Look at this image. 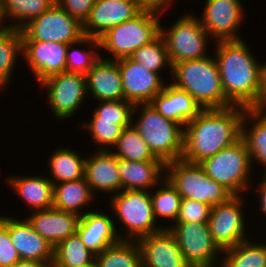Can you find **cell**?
<instances>
[{
  "label": "cell",
  "mask_w": 266,
  "mask_h": 267,
  "mask_svg": "<svg viewBox=\"0 0 266 267\" xmlns=\"http://www.w3.org/2000/svg\"><path fill=\"white\" fill-rule=\"evenodd\" d=\"M245 109H203L184 126L182 159L200 164L240 140Z\"/></svg>",
  "instance_id": "obj_1"
},
{
  "label": "cell",
  "mask_w": 266,
  "mask_h": 267,
  "mask_svg": "<svg viewBox=\"0 0 266 267\" xmlns=\"http://www.w3.org/2000/svg\"><path fill=\"white\" fill-rule=\"evenodd\" d=\"M215 44L214 57L226 99L233 106L260 108L262 64L255 54L251 53L244 39Z\"/></svg>",
  "instance_id": "obj_2"
},
{
  "label": "cell",
  "mask_w": 266,
  "mask_h": 267,
  "mask_svg": "<svg viewBox=\"0 0 266 267\" xmlns=\"http://www.w3.org/2000/svg\"><path fill=\"white\" fill-rule=\"evenodd\" d=\"M172 78L171 83L189 93L202 109L233 106L225 97L215 57L175 63L172 66Z\"/></svg>",
  "instance_id": "obj_3"
},
{
  "label": "cell",
  "mask_w": 266,
  "mask_h": 267,
  "mask_svg": "<svg viewBox=\"0 0 266 267\" xmlns=\"http://www.w3.org/2000/svg\"><path fill=\"white\" fill-rule=\"evenodd\" d=\"M136 112L140 114L139 117H136ZM135 117L139 119L134 120ZM131 124L156 158L161 159L165 164L182 159L183 125L164 118L150 103L134 105Z\"/></svg>",
  "instance_id": "obj_4"
},
{
  "label": "cell",
  "mask_w": 266,
  "mask_h": 267,
  "mask_svg": "<svg viewBox=\"0 0 266 267\" xmlns=\"http://www.w3.org/2000/svg\"><path fill=\"white\" fill-rule=\"evenodd\" d=\"M160 19L158 14L141 11L134 18L110 28L98 38L100 49L112 55L105 59L129 58L136 49L151 43L160 35Z\"/></svg>",
  "instance_id": "obj_5"
},
{
  "label": "cell",
  "mask_w": 266,
  "mask_h": 267,
  "mask_svg": "<svg viewBox=\"0 0 266 267\" xmlns=\"http://www.w3.org/2000/svg\"><path fill=\"white\" fill-rule=\"evenodd\" d=\"M165 178L182 199H192L210 206L226 203L234 196L223 185L211 179L200 164L183 159L165 165Z\"/></svg>",
  "instance_id": "obj_6"
},
{
  "label": "cell",
  "mask_w": 266,
  "mask_h": 267,
  "mask_svg": "<svg viewBox=\"0 0 266 267\" xmlns=\"http://www.w3.org/2000/svg\"><path fill=\"white\" fill-rule=\"evenodd\" d=\"M110 200L111 215L116 214V220L127 228L125 233H118L121 240L138 241L165 228L156 225L160 221L154 217L150 191L122 190L111 195Z\"/></svg>",
  "instance_id": "obj_7"
},
{
  "label": "cell",
  "mask_w": 266,
  "mask_h": 267,
  "mask_svg": "<svg viewBox=\"0 0 266 267\" xmlns=\"http://www.w3.org/2000/svg\"><path fill=\"white\" fill-rule=\"evenodd\" d=\"M200 165L211 179L223 185L233 195H242L245 189L250 190L252 182L249 181L254 165L242 138L232 146L205 159Z\"/></svg>",
  "instance_id": "obj_8"
},
{
  "label": "cell",
  "mask_w": 266,
  "mask_h": 267,
  "mask_svg": "<svg viewBox=\"0 0 266 267\" xmlns=\"http://www.w3.org/2000/svg\"><path fill=\"white\" fill-rule=\"evenodd\" d=\"M194 15L183 14L168 29L160 25V35L165 41L172 66L209 55L206 48L210 35L203 28L200 19Z\"/></svg>",
  "instance_id": "obj_9"
},
{
  "label": "cell",
  "mask_w": 266,
  "mask_h": 267,
  "mask_svg": "<svg viewBox=\"0 0 266 267\" xmlns=\"http://www.w3.org/2000/svg\"><path fill=\"white\" fill-rule=\"evenodd\" d=\"M165 228L173 234L190 267L220 266L222 251L212 239L208 222H175Z\"/></svg>",
  "instance_id": "obj_10"
},
{
  "label": "cell",
  "mask_w": 266,
  "mask_h": 267,
  "mask_svg": "<svg viewBox=\"0 0 266 267\" xmlns=\"http://www.w3.org/2000/svg\"><path fill=\"white\" fill-rule=\"evenodd\" d=\"M22 41L70 44L83 38V24L56 3L22 29Z\"/></svg>",
  "instance_id": "obj_11"
},
{
  "label": "cell",
  "mask_w": 266,
  "mask_h": 267,
  "mask_svg": "<svg viewBox=\"0 0 266 267\" xmlns=\"http://www.w3.org/2000/svg\"><path fill=\"white\" fill-rule=\"evenodd\" d=\"M39 84L44 87L51 112L58 120L72 118L88 97L84 74L68 72L54 74Z\"/></svg>",
  "instance_id": "obj_12"
},
{
  "label": "cell",
  "mask_w": 266,
  "mask_h": 267,
  "mask_svg": "<svg viewBox=\"0 0 266 267\" xmlns=\"http://www.w3.org/2000/svg\"><path fill=\"white\" fill-rule=\"evenodd\" d=\"M243 197L234 195L226 203L211 208L208 227L213 241L221 251L247 240Z\"/></svg>",
  "instance_id": "obj_13"
},
{
  "label": "cell",
  "mask_w": 266,
  "mask_h": 267,
  "mask_svg": "<svg viewBox=\"0 0 266 267\" xmlns=\"http://www.w3.org/2000/svg\"><path fill=\"white\" fill-rule=\"evenodd\" d=\"M201 17L198 18L210 40H241L238 35L245 10L241 0H206ZM212 38V39H211Z\"/></svg>",
  "instance_id": "obj_14"
},
{
  "label": "cell",
  "mask_w": 266,
  "mask_h": 267,
  "mask_svg": "<svg viewBox=\"0 0 266 267\" xmlns=\"http://www.w3.org/2000/svg\"><path fill=\"white\" fill-rule=\"evenodd\" d=\"M119 69L124 98L133 105L150 103L165 85L164 78L130 58L120 59Z\"/></svg>",
  "instance_id": "obj_15"
},
{
  "label": "cell",
  "mask_w": 266,
  "mask_h": 267,
  "mask_svg": "<svg viewBox=\"0 0 266 267\" xmlns=\"http://www.w3.org/2000/svg\"><path fill=\"white\" fill-rule=\"evenodd\" d=\"M68 44L22 41V59L35 75L38 84L47 77L65 72Z\"/></svg>",
  "instance_id": "obj_16"
},
{
  "label": "cell",
  "mask_w": 266,
  "mask_h": 267,
  "mask_svg": "<svg viewBox=\"0 0 266 267\" xmlns=\"http://www.w3.org/2000/svg\"><path fill=\"white\" fill-rule=\"evenodd\" d=\"M141 11L138 1L96 0L83 23L84 35L98 39L110 28L134 18Z\"/></svg>",
  "instance_id": "obj_17"
},
{
  "label": "cell",
  "mask_w": 266,
  "mask_h": 267,
  "mask_svg": "<svg viewBox=\"0 0 266 267\" xmlns=\"http://www.w3.org/2000/svg\"><path fill=\"white\" fill-rule=\"evenodd\" d=\"M8 231L21 261L44 262L53 265L54 247L33 229L26 218L20 220L9 216Z\"/></svg>",
  "instance_id": "obj_18"
},
{
  "label": "cell",
  "mask_w": 266,
  "mask_h": 267,
  "mask_svg": "<svg viewBox=\"0 0 266 267\" xmlns=\"http://www.w3.org/2000/svg\"><path fill=\"white\" fill-rule=\"evenodd\" d=\"M142 267H190L168 228L140 238Z\"/></svg>",
  "instance_id": "obj_19"
},
{
  "label": "cell",
  "mask_w": 266,
  "mask_h": 267,
  "mask_svg": "<svg viewBox=\"0 0 266 267\" xmlns=\"http://www.w3.org/2000/svg\"><path fill=\"white\" fill-rule=\"evenodd\" d=\"M85 179L92 193H113L122 191V181L118 170V158L106 150H95L86 158Z\"/></svg>",
  "instance_id": "obj_20"
},
{
  "label": "cell",
  "mask_w": 266,
  "mask_h": 267,
  "mask_svg": "<svg viewBox=\"0 0 266 267\" xmlns=\"http://www.w3.org/2000/svg\"><path fill=\"white\" fill-rule=\"evenodd\" d=\"M26 218L33 229L53 247L77 233L81 216L75 213L49 208L35 210Z\"/></svg>",
  "instance_id": "obj_21"
},
{
  "label": "cell",
  "mask_w": 266,
  "mask_h": 267,
  "mask_svg": "<svg viewBox=\"0 0 266 267\" xmlns=\"http://www.w3.org/2000/svg\"><path fill=\"white\" fill-rule=\"evenodd\" d=\"M96 210V211H95ZM86 211L80 218L77 234L85 246L95 255L107 247L118 243L119 229H116L114 218L97 209ZM113 218V219H112Z\"/></svg>",
  "instance_id": "obj_22"
},
{
  "label": "cell",
  "mask_w": 266,
  "mask_h": 267,
  "mask_svg": "<svg viewBox=\"0 0 266 267\" xmlns=\"http://www.w3.org/2000/svg\"><path fill=\"white\" fill-rule=\"evenodd\" d=\"M85 76L87 93L95 101L125 100L119 60L101 57Z\"/></svg>",
  "instance_id": "obj_23"
},
{
  "label": "cell",
  "mask_w": 266,
  "mask_h": 267,
  "mask_svg": "<svg viewBox=\"0 0 266 267\" xmlns=\"http://www.w3.org/2000/svg\"><path fill=\"white\" fill-rule=\"evenodd\" d=\"M150 104L164 118L185 126L203 109L195 99L185 90L176 87L173 83H165Z\"/></svg>",
  "instance_id": "obj_24"
},
{
  "label": "cell",
  "mask_w": 266,
  "mask_h": 267,
  "mask_svg": "<svg viewBox=\"0 0 266 267\" xmlns=\"http://www.w3.org/2000/svg\"><path fill=\"white\" fill-rule=\"evenodd\" d=\"M165 165L163 161H129L118 158L122 190L155 189L165 178Z\"/></svg>",
  "instance_id": "obj_25"
},
{
  "label": "cell",
  "mask_w": 266,
  "mask_h": 267,
  "mask_svg": "<svg viewBox=\"0 0 266 267\" xmlns=\"http://www.w3.org/2000/svg\"><path fill=\"white\" fill-rule=\"evenodd\" d=\"M9 188L20 196L27 208L44 210L53 207L54 184L46 176H13L4 179Z\"/></svg>",
  "instance_id": "obj_26"
},
{
  "label": "cell",
  "mask_w": 266,
  "mask_h": 267,
  "mask_svg": "<svg viewBox=\"0 0 266 267\" xmlns=\"http://www.w3.org/2000/svg\"><path fill=\"white\" fill-rule=\"evenodd\" d=\"M247 122H252L253 126H248ZM241 138L247 145L252 165L257 162L266 170V109H245Z\"/></svg>",
  "instance_id": "obj_27"
},
{
  "label": "cell",
  "mask_w": 266,
  "mask_h": 267,
  "mask_svg": "<svg viewBox=\"0 0 266 267\" xmlns=\"http://www.w3.org/2000/svg\"><path fill=\"white\" fill-rule=\"evenodd\" d=\"M85 178L54 184L53 208L82 216L95 198ZM83 207V208H82Z\"/></svg>",
  "instance_id": "obj_28"
},
{
  "label": "cell",
  "mask_w": 266,
  "mask_h": 267,
  "mask_svg": "<svg viewBox=\"0 0 266 267\" xmlns=\"http://www.w3.org/2000/svg\"><path fill=\"white\" fill-rule=\"evenodd\" d=\"M56 0H1L0 1V22L3 27L22 29L32 19L38 17L50 9ZM12 19L6 24V19ZM15 21V22H14ZM18 21V22H17Z\"/></svg>",
  "instance_id": "obj_29"
},
{
  "label": "cell",
  "mask_w": 266,
  "mask_h": 267,
  "mask_svg": "<svg viewBox=\"0 0 266 267\" xmlns=\"http://www.w3.org/2000/svg\"><path fill=\"white\" fill-rule=\"evenodd\" d=\"M53 183L76 181L85 178L86 158L69 148H56L48 160ZM52 177V178H51Z\"/></svg>",
  "instance_id": "obj_30"
},
{
  "label": "cell",
  "mask_w": 266,
  "mask_h": 267,
  "mask_svg": "<svg viewBox=\"0 0 266 267\" xmlns=\"http://www.w3.org/2000/svg\"><path fill=\"white\" fill-rule=\"evenodd\" d=\"M22 56V30L12 27L0 29V90L13 78L17 57Z\"/></svg>",
  "instance_id": "obj_31"
},
{
  "label": "cell",
  "mask_w": 266,
  "mask_h": 267,
  "mask_svg": "<svg viewBox=\"0 0 266 267\" xmlns=\"http://www.w3.org/2000/svg\"><path fill=\"white\" fill-rule=\"evenodd\" d=\"M242 241L235 247L222 251L221 267H266V243Z\"/></svg>",
  "instance_id": "obj_32"
},
{
  "label": "cell",
  "mask_w": 266,
  "mask_h": 267,
  "mask_svg": "<svg viewBox=\"0 0 266 267\" xmlns=\"http://www.w3.org/2000/svg\"><path fill=\"white\" fill-rule=\"evenodd\" d=\"M97 267H142V253L137 241L120 240L95 257Z\"/></svg>",
  "instance_id": "obj_33"
},
{
  "label": "cell",
  "mask_w": 266,
  "mask_h": 267,
  "mask_svg": "<svg viewBox=\"0 0 266 267\" xmlns=\"http://www.w3.org/2000/svg\"><path fill=\"white\" fill-rule=\"evenodd\" d=\"M95 257L76 233L54 247L52 267H82L95 263Z\"/></svg>",
  "instance_id": "obj_34"
},
{
  "label": "cell",
  "mask_w": 266,
  "mask_h": 267,
  "mask_svg": "<svg viewBox=\"0 0 266 267\" xmlns=\"http://www.w3.org/2000/svg\"><path fill=\"white\" fill-rule=\"evenodd\" d=\"M77 45H85L87 47L90 45L89 47L91 48L89 50H79V48H75L78 47ZM100 58L101 54L99 39L84 36L80 40L68 44L65 72L80 73L86 75Z\"/></svg>",
  "instance_id": "obj_35"
},
{
  "label": "cell",
  "mask_w": 266,
  "mask_h": 267,
  "mask_svg": "<svg viewBox=\"0 0 266 267\" xmlns=\"http://www.w3.org/2000/svg\"><path fill=\"white\" fill-rule=\"evenodd\" d=\"M110 150L117 158L129 161H162L154 156L141 135L131 124L124 128L121 136Z\"/></svg>",
  "instance_id": "obj_36"
},
{
  "label": "cell",
  "mask_w": 266,
  "mask_h": 267,
  "mask_svg": "<svg viewBox=\"0 0 266 267\" xmlns=\"http://www.w3.org/2000/svg\"><path fill=\"white\" fill-rule=\"evenodd\" d=\"M160 184L161 187L157 186L158 189L156 188L155 192L150 191L153 214L156 221L165 218V220H172L171 224H173L177 220L182 197L166 178Z\"/></svg>",
  "instance_id": "obj_37"
},
{
  "label": "cell",
  "mask_w": 266,
  "mask_h": 267,
  "mask_svg": "<svg viewBox=\"0 0 266 267\" xmlns=\"http://www.w3.org/2000/svg\"><path fill=\"white\" fill-rule=\"evenodd\" d=\"M129 58L143 65L147 70L157 73L160 77L161 74L159 73L166 68L170 69V76L172 75V64L165 41L161 35L151 43L136 49Z\"/></svg>",
  "instance_id": "obj_38"
},
{
  "label": "cell",
  "mask_w": 266,
  "mask_h": 267,
  "mask_svg": "<svg viewBox=\"0 0 266 267\" xmlns=\"http://www.w3.org/2000/svg\"><path fill=\"white\" fill-rule=\"evenodd\" d=\"M97 108L94 109L92 119L89 120H108L116 121V125L126 128L132 123V112L134 105L127 100L118 101H99Z\"/></svg>",
  "instance_id": "obj_39"
},
{
  "label": "cell",
  "mask_w": 266,
  "mask_h": 267,
  "mask_svg": "<svg viewBox=\"0 0 266 267\" xmlns=\"http://www.w3.org/2000/svg\"><path fill=\"white\" fill-rule=\"evenodd\" d=\"M89 121V122H88ZM86 120L82 123L81 128L88 130L96 146H102L99 150L110 151L111 147L116 144L121 136L124 128L121 125H116V121L108 120ZM106 146V147H104ZM104 147V148H103ZM109 147V148H108Z\"/></svg>",
  "instance_id": "obj_40"
},
{
  "label": "cell",
  "mask_w": 266,
  "mask_h": 267,
  "mask_svg": "<svg viewBox=\"0 0 266 267\" xmlns=\"http://www.w3.org/2000/svg\"><path fill=\"white\" fill-rule=\"evenodd\" d=\"M212 206L194 201L182 199L180 211L175 222H199L209 221Z\"/></svg>",
  "instance_id": "obj_41"
},
{
  "label": "cell",
  "mask_w": 266,
  "mask_h": 267,
  "mask_svg": "<svg viewBox=\"0 0 266 267\" xmlns=\"http://www.w3.org/2000/svg\"><path fill=\"white\" fill-rule=\"evenodd\" d=\"M21 261L11 242L8 231V217L0 216V267H12Z\"/></svg>",
  "instance_id": "obj_42"
},
{
  "label": "cell",
  "mask_w": 266,
  "mask_h": 267,
  "mask_svg": "<svg viewBox=\"0 0 266 267\" xmlns=\"http://www.w3.org/2000/svg\"><path fill=\"white\" fill-rule=\"evenodd\" d=\"M96 0H56V4L82 24L88 18Z\"/></svg>",
  "instance_id": "obj_43"
},
{
  "label": "cell",
  "mask_w": 266,
  "mask_h": 267,
  "mask_svg": "<svg viewBox=\"0 0 266 267\" xmlns=\"http://www.w3.org/2000/svg\"><path fill=\"white\" fill-rule=\"evenodd\" d=\"M174 0H138L139 7L142 11L152 12L158 15H163L166 8L170 7ZM170 5V6H169Z\"/></svg>",
  "instance_id": "obj_44"
},
{
  "label": "cell",
  "mask_w": 266,
  "mask_h": 267,
  "mask_svg": "<svg viewBox=\"0 0 266 267\" xmlns=\"http://www.w3.org/2000/svg\"><path fill=\"white\" fill-rule=\"evenodd\" d=\"M262 180L257 183L255 187H257L255 190L258 192V202L259 203V210L263 212V214L266 216V181L261 178Z\"/></svg>",
  "instance_id": "obj_45"
},
{
  "label": "cell",
  "mask_w": 266,
  "mask_h": 267,
  "mask_svg": "<svg viewBox=\"0 0 266 267\" xmlns=\"http://www.w3.org/2000/svg\"><path fill=\"white\" fill-rule=\"evenodd\" d=\"M262 64L261 90H260V108L266 109V62Z\"/></svg>",
  "instance_id": "obj_46"
},
{
  "label": "cell",
  "mask_w": 266,
  "mask_h": 267,
  "mask_svg": "<svg viewBox=\"0 0 266 267\" xmlns=\"http://www.w3.org/2000/svg\"><path fill=\"white\" fill-rule=\"evenodd\" d=\"M12 267H52V266L44 262L20 261L19 263H16Z\"/></svg>",
  "instance_id": "obj_47"
},
{
  "label": "cell",
  "mask_w": 266,
  "mask_h": 267,
  "mask_svg": "<svg viewBox=\"0 0 266 267\" xmlns=\"http://www.w3.org/2000/svg\"><path fill=\"white\" fill-rule=\"evenodd\" d=\"M82 267H97L95 263H91V264H88L86 266H82Z\"/></svg>",
  "instance_id": "obj_48"
},
{
  "label": "cell",
  "mask_w": 266,
  "mask_h": 267,
  "mask_svg": "<svg viewBox=\"0 0 266 267\" xmlns=\"http://www.w3.org/2000/svg\"><path fill=\"white\" fill-rule=\"evenodd\" d=\"M110 1L123 2V1H138V0H110Z\"/></svg>",
  "instance_id": "obj_49"
},
{
  "label": "cell",
  "mask_w": 266,
  "mask_h": 267,
  "mask_svg": "<svg viewBox=\"0 0 266 267\" xmlns=\"http://www.w3.org/2000/svg\"><path fill=\"white\" fill-rule=\"evenodd\" d=\"M264 178V180L266 181V170H264V176H263Z\"/></svg>",
  "instance_id": "obj_50"
}]
</instances>
